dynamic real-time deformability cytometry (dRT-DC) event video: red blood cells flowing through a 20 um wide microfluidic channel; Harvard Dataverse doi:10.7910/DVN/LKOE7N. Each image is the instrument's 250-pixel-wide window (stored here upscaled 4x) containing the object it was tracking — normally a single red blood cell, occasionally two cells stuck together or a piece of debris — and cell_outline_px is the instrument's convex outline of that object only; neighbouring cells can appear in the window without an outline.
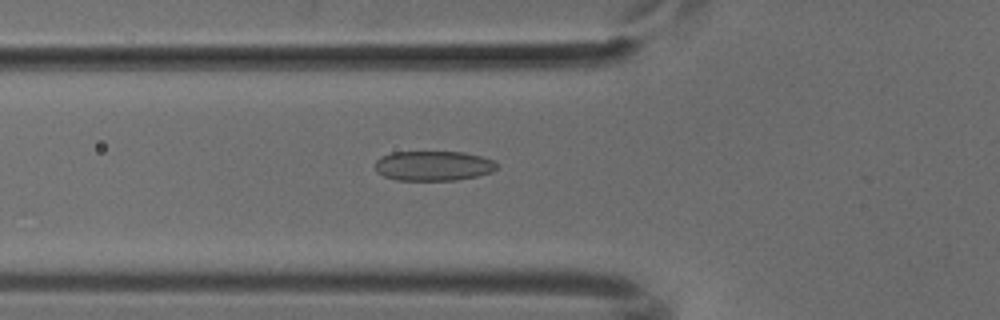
{"species": "common noctule bat (a hibernating species)", "species_latin": "Nyctalus noctula", "temperature_condition": "cold", "stored_images_in_passage": 51, "camera_frame_rate_fps": 3000, "um_per_image_px": 0.085, "animal": {"sex": "male", "body_mass_g": 18.8}, "frame": {"image": 1, "passage_image": 18, "time_ms": 5.667, "image_size_px": [1000, 320], "cell_outline_px": [[496, 168], [492, 172], [476, 176], [456, 180], [396, 180], [384, 176], [376, 172], [376, 160], [380, 156], [392, 152], [464, 152], [480, 156], [492, 160], [496, 164]], "centroid_in_image_um": [36.8, 14.09], "position_along_channel_um": 89.0, "area_um2": 21.1}}
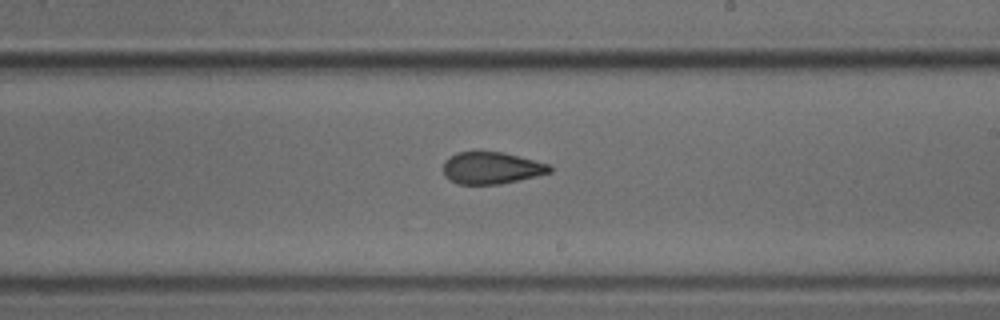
{"frame": {"image": 2, "passage_image": 30, "time_ms": 9.667, "image_size_px": [1000, 320], "cell_outline_px": [[552, 172], [536, 176], [500, 184], [460, 184], [444, 176], [444, 160], [456, 152], [504, 152], [552, 164]], "centroid_in_image_um": [41.82, 14.27], "position_along_channel_um": 247.2, "area_um2": 19.88}}
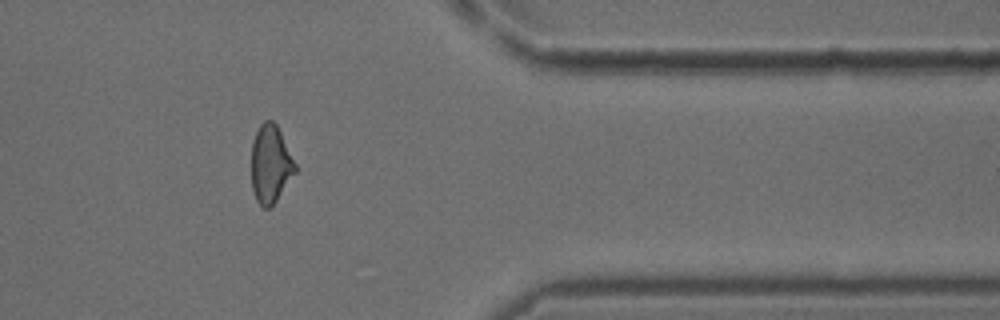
{"frame": {"image": 3, "passage_image": 42, "time_ms": 13.667, "image_size_px": [1000, 320], "cell_outline_px": [[296, 172], [276, 200], [268, 208], [264, 208], [256, 200], [252, 188], [252, 140], [260, 124], [264, 120], [272, 120], [276, 124], [296, 164]], "centroid_in_image_um": [22.99, 13.93], "position_along_channel_um": 388.4, "area_um2": 19.65}}